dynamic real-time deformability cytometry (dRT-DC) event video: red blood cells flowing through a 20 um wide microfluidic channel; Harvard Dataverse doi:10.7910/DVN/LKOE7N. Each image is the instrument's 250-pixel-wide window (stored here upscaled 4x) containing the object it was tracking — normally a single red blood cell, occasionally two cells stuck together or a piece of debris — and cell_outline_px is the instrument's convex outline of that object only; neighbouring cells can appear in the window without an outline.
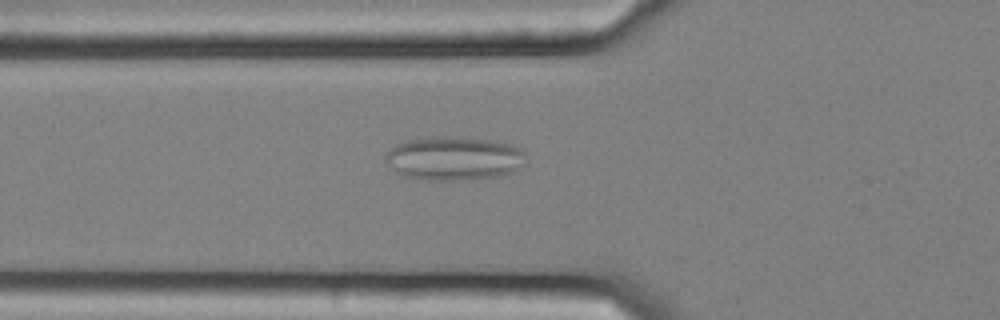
{"species": "common noctule bat (a hibernating species)", "species_latin": "Nyctalus noctula", "temperature_condition": "cold", "stored_images_in_passage": 57, "camera_frame_rate_fps": 3000, "um_per_image_px": 0.085, "animal": {"sex": "female", "body_mass_g": 25.1}, "frame": {"image": 1, "passage_image": 21, "time_ms": 6.667, "image_size_px": [1000, 320], "cell_outline_px": [[524, 164], [516, 172], [500, 176], [464, 180], [416, 180], [404, 176], [396, 172], [384, 160], [384, 156], [396, 144], [404, 140], [428, 136], [456, 136], [496, 140], [512, 144], [524, 148]], "centroid_in_image_um": [38.61, 13.45], "position_along_channel_um": 87.2, "area_um2": 36.82}}
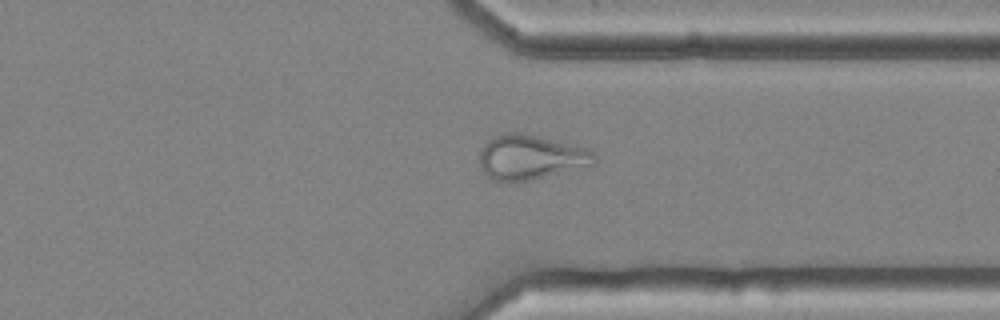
{"frame": {"image": 2, "passage_image": 44, "time_ms": 14.333, "image_size_px": [1000, 320], "cell_outline_px": [[596, 164], [532, 180], [508, 184], [492, 180], [480, 168], [480, 152], [484, 144], [492, 136], [504, 132], [516, 132], [536, 136], [584, 148], [596, 152]], "centroid_in_image_um": [45.06, 13.4], "position_along_channel_um": 366.3, "area_um2": 30.17}}
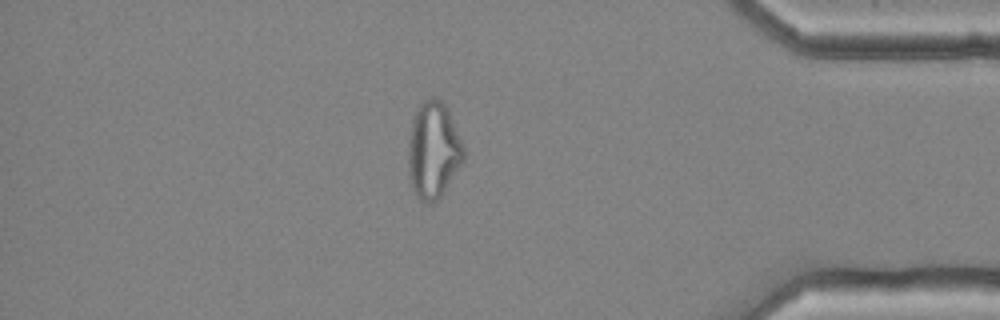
{"frame": {"image": 3, "passage_image": 49, "time_ms": 16.0, "image_size_px": [1000, 320], "cell_outline_px": [[464, 160], [444, 192], [436, 200], [424, 204], [416, 196], [408, 176], [408, 140], [412, 120], [420, 104], [424, 100], [432, 96], [440, 100], [444, 104], [448, 112], [464, 148]], "centroid_in_image_um": [36.81, 12.8], "position_along_channel_um": 398.4, "area_um2": 30.98}}